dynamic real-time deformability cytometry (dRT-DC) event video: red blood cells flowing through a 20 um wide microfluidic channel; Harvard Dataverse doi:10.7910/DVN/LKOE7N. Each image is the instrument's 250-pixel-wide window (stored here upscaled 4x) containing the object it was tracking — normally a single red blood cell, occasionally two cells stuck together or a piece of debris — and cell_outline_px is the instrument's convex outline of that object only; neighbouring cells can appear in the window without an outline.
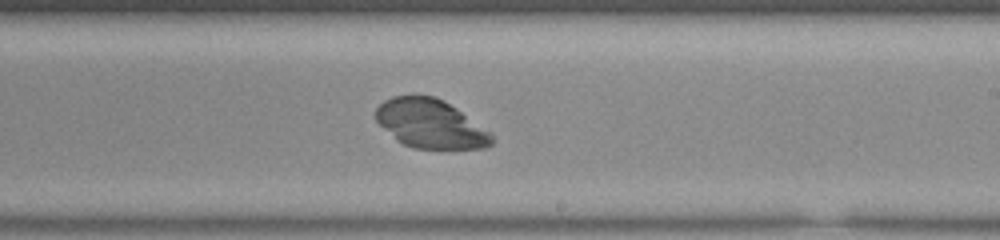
{"species": "common noctule bat (a hibernating species)", "species_latin": "Nyctalus noctula", "temperature_condition": "room temperature", "stored_images_in_passage": 54, "camera_frame_rate_fps": 3000, "um_per_image_px": 0.085, "animal": {"sex": "male", "body_mass_g": 20.0, "forearm_length_mm": 53.3}, "frame": {"image": 1, "passage_image": 34, "time_ms": 11.0, "image_size_px": [1000, 240], "cell_outline_px": [[492, 144], [484, 148], [416, 148], [404, 144], [396, 140], [376, 120], [376, 108], [384, 100], [392, 96], [436, 96], [444, 100], [492, 132]], "centroid_in_image_um": [36.6, 10.51], "position_along_channel_um": 252.4, "area_um2": 32.71}}